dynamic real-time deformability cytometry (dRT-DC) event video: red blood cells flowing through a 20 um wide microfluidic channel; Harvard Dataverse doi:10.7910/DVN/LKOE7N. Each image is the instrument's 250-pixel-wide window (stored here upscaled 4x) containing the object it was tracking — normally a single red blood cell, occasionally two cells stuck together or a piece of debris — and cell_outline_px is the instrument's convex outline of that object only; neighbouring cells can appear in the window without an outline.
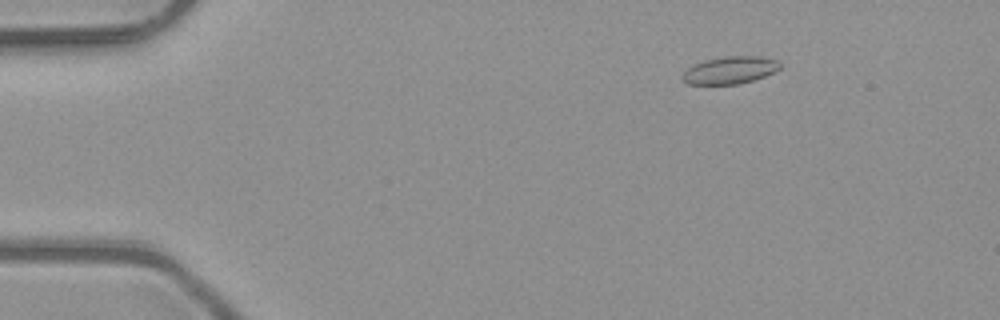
{"species": "common noctule bat (a hibernating species)", "species_latin": "Nyctalus noctula", "temperature_condition": "room temperature", "stored_images_in_passage": 7, "camera_frame_rate_fps": 3000, "um_per_image_px": 0.085, "animal": {"sex": "male", "body_mass_g": 23.1, "forearm_length_mm": 52.7}, "frame": {"image": 1, "passage_image": 3, "time_ms": 0.667, "image_size_px": [1000, 320], "cell_outline_px": [[784, 64], [780, 68], [764, 76], [740, 84], [688, 84], [680, 80], [680, 76], [688, 68], [704, 60], [724, 56], [760, 56], [776, 60]], "centroid_in_image_um": [62.03, 5.96], "position_along_channel_um": 23.0, "area_um2": 15.61}}
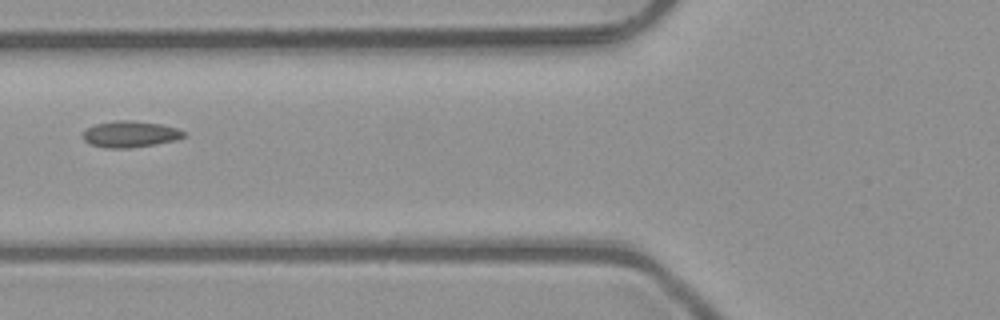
{"frame": {"image": 2, "passage_image": 6, "time_ms": 1.667, "image_size_px": [1000, 320], "cell_outline_px": [[188, 136], [176, 140], [128, 148], [104, 148], [88, 144], [80, 136], [88, 128], [96, 124], [116, 120], [132, 120], [160, 124], [176, 128], [184, 132]], "centroid_in_image_um": [11.03, 11.4], "position_along_channel_um": 114.8, "area_um2": 15.49}}
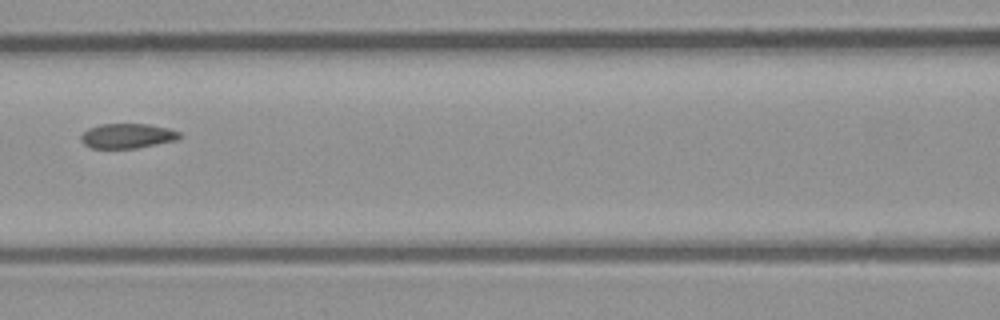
{"frame": {"image": 3, "passage_image": 7, "time_ms": 2.0, "image_size_px": [1000, 320], "cell_outline_px": [[180, 136], [176, 140], [136, 148], [92, 148], [84, 144], [80, 140], [80, 136], [88, 128], [100, 124], [148, 124], [168, 128], [180, 132]], "centroid_in_image_um": [10.8, 11.55], "position_along_channel_um": 155.8, "area_um2": 14.16}}